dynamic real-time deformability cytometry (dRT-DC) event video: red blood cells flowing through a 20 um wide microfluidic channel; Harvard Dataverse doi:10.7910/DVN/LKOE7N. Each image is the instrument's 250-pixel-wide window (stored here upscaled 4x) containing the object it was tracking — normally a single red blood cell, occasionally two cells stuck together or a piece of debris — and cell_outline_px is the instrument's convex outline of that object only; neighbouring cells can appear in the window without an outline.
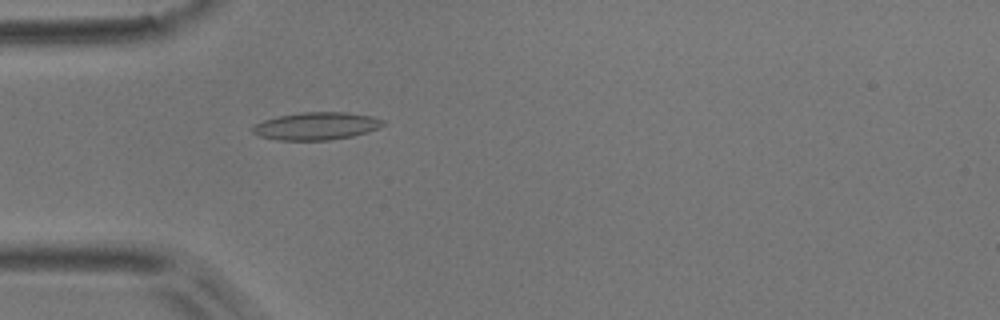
{"species": "common noctule bat (a hibernating species)", "species_latin": "Nyctalus noctula", "temperature_condition": "room temperature", "stored_images_in_passage": 54, "camera_frame_rate_fps": 3000, "um_per_image_px": 0.085, "animal": {"sex": "male", "body_mass_g": 17.9}, "frame": {"image": 1, "passage_image": 16, "time_ms": 5.0, "image_size_px": [1000, 320], "cell_outline_px": [[384, 124], [380, 128], [352, 136], [328, 140], [280, 140], [260, 136], [252, 132], [252, 124], [264, 120], [280, 116], [300, 112], [348, 112], [372, 116], [384, 120]], "centroid_in_image_um": [26.89, 10.7], "position_along_channel_um": 58.1, "area_um2": 20.98}}
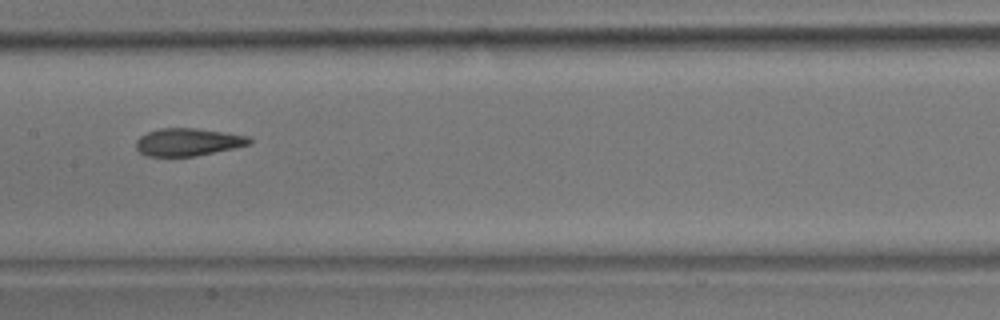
{"frame": {"image": 2, "passage_image": 27, "time_ms": 8.667, "image_size_px": [1000, 320], "cell_outline_px": [[252, 144], [236, 148], [196, 156], [144, 156], [136, 148], [136, 140], [140, 136], [148, 132], [160, 128], [196, 128], [224, 132], [248, 136], [252, 140]], "centroid_in_image_um": [15.99, 12.08], "position_along_channel_um": 191.4, "area_um2": 18.38}}
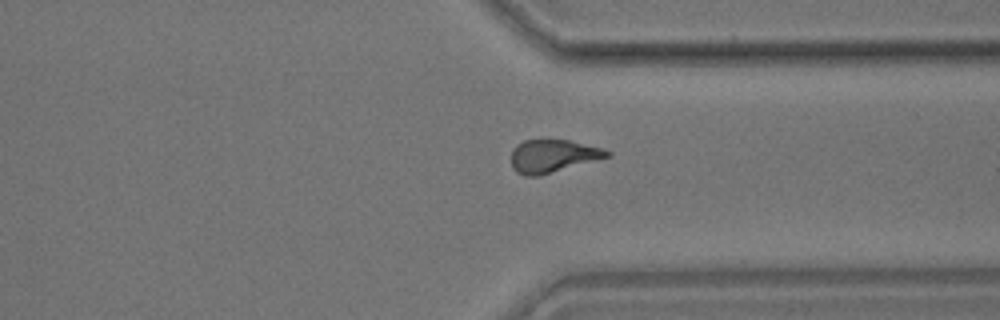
{"frame": {"image": 3, "passage_image": 41, "time_ms": 13.333, "image_size_px": [1000, 320], "cell_outline_px": [[612, 156], [540, 176], [524, 176], [516, 172], [512, 168], [512, 148], [516, 144], [524, 140], [568, 140], [604, 148], [612, 152]], "centroid_in_image_um": [47.01, 13.27], "position_along_channel_um": 364.4, "area_um2": 18.61}, "authors_computed_cell_mechanics": {"area_um2": 18.8139, "velocity_mm_per_s": 3.7194, "shape_relaxation_time_tau1_ms": 8.6112, "shape_relaxation_time_tau2_ms": 2.1112, "deformation_change_tau1": 0.1916, "deformation_change_tau2": 0.0892}}